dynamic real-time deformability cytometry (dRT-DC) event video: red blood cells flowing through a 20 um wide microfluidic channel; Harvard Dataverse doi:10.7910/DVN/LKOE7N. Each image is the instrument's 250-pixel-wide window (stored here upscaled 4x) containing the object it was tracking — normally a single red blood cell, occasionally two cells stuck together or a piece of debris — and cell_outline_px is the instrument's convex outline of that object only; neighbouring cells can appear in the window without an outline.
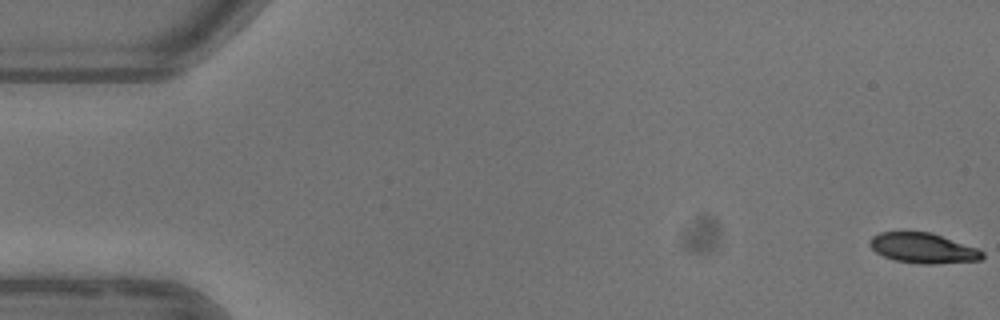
{"species": "common noctule bat (a hibernating species)", "species_latin": "Nyctalus noctula", "temperature_condition": "warm", "stored_images_in_passage": 5, "camera_frame_rate_fps": 3000, "um_per_image_px": 0.085, "animal": {"sex": "female"}, "frame": {"image": 1, "passage_image": 1, "time_ms": 0.0, "image_size_px": [1000, 320], "cell_outline_px": [[984, 256], [980, 260], [936, 264], [920, 264], [896, 260], [884, 256], [876, 252], [868, 244], [868, 240], [872, 236], [880, 232], [932, 232], [976, 248], [984, 252]], "centroid_in_image_um": [78.45, 21.09], "position_along_channel_um": 6.6, "area_um2": 19.77}}
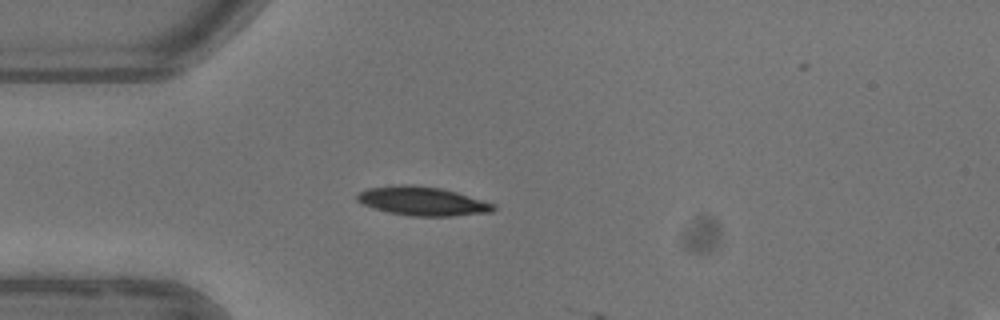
{"frame": {"image": 2, "passage_image": 5, "time_ms": 4.667, "image_size_px": [1000, 320], "cell_outline_px": [[496, 208], [492, 212], [452, 216], [408, 216], [388, 212], [372, 208], [356, 200], [356, 196], [360, 192], [368, 188], [400, 184], [408, 184], [440, 188], [456, 192], [496, 204]], "centroid_in_image_um": [35.91, 17.1], "position_along_channel_um": 49.1, "area_um2": 22.95}}